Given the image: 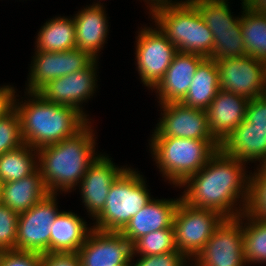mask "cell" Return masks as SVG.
Here are the masks:
<instances>
[{
	"mask_svg": "<svg viewBox=\"0 0 266 266\" xmlns=\"http://www.w3.org/2000/svg\"><path fill=\"white\" fill-rule=\"evenodd\" d=\"M257 166L266 175V158Z\"/></svg>",
	"mask_w": 266,
	"mask_h": 266,
	"instance_id": "obj_41",
	"label": "cell"
},
{
	"mask_svg": "<svg viewBox=\"0 0 266 266\" xmlns=\"http://www.w3.org/2000/svg\"><path fill=\"white\" fill-rule=\"evenodd\" d=\"M243 247L241 214L225 218L192 261L197 266H247Z\"/></svg>",
	"mask_w": 266,
	"mask_h": 266,
	"instance_id": "obj_12",
	"label": "cell"
},
{
	"mask_svg": "<svg viewBox=\"0 0 266 266\" xmlns=\"http://www.w3.org/2000/svg\"><path fill=\"white\" fill-rule=\"evenodd\" d=\"M220 90L216 61L205 58L197 67L187 95L181 103L193 109L206 111Z\"/></svg>",
	"mask_w": 266,
	"mask_h": 266,
	"instance_id": "obj_25",
	"label": "cell"
},
{
	"mask_svg": "<svg viewBox=\"0 0 266 266\" xmlns=\"http://www.w3.org/2000/svg\"><path fill=\"white\" fill-rule=\"evenodd\" d=\"M248 99L219 90L206 109L210 134L221 145L244 120Z\"/></svg>",
	"mask_w": 266,
	"mask_h": 266,
	"instance_id": "obj_19",
	"label": "cell"
},
{
	"mask_svg": "<svg viewBox=\"0 0 266 266\" xmlns=\"http://www.w3.org/2000/svg\"><path fill=\"white\" fill-rule=\"evenodd\" d=\"M132 254V266H186L190 260L179 250L167 252L159 255L139 256L137 261ZM133 260V262H132ZM134 261L136 263H134Z\"/></svg>",
	"mask_w": 266,
	"mask_h": 266,
	"instance_id": "obj_34",
	"label": "cell"
},
{
	"mask_svg": "<svg viewBox=\"0 0 266 266\" xmlns=\"http://www.w3.org/2000/svg\"><path fill=\"white\" fill-rule=\"evenodd\" d=\"M150 152L155 165L170 184L179 187L198 172L220 148L216 140L168 137L151 138Z\"/></svg>",
	"mask_w": 266,
	"mask_h": 266,
	"instance_id": "obj_4",
	"label": "cell"
},
{
	"mask_svg": "<svg viewBox=\"0 0 266 266\" xmlns=\"http://www.w3.org/2000/svg\"><path fill=\"white\" fill-rule=\"evenodd\" d=\"M220 148L227 155L245 163H261L266 158V128L249 127L245 119L223 141Z\"/></svg>",
	"mask_w": 266,
	"mask_h": 266,
	"instance_id": "obj_22",
	"label": "cell"
},
{
	"mask_svg": "<svg viewBox=\"0 0 266 266\" xmlns=\"http://www.w3.org/2000/svg\"><path fill=\"white\" fill-rule=\"evenodd\" d=\"M254 11H258L266 14V0H255L250 6Z\"/></svg>",
	"mask_w": 266,
	"mask_h": 266,
	"instance_id": "obj_40",
	"label": "cell"
},
{
	"mask_svg": "<svg viewBox=\"0 0 266 266\" xmlns=\"http://www.w3.org/2000/svg\"><path fill=\"white\" fill-rule=\"evenodd\" d=\"M250 175V196L246 212L266 221V175L258 167Z\"/></svg>",
	"mask_w": 266,
	"mask_h": 266,
	"instance_id": "obj_32",
	"label": "cell"
},
{
	"mask_svg": "<svg viewBox=\"0 0 266 266\" xmlns=\"http://www.w3.org/2000/svg\"><path fill=\"white\" fill-rule=\"evenodd\" d=\"M89 121L74 136L38 149V169L51 194L76 190L90 164L98 157Z\"/></svg>",
	"mask_w": 266,
	"mask_h": 266,
	"instance_id": "obj_2",
	"label": "cell"
},
{
	"mask_svg": "<svg viewBox=\"0 0 266 266\" xmlns=\"http://www.w3.org/2000/svg\"><path fill=\"white\" fill-rule=\"evenodd\" d=\"M50 252H78L93 229L77 213L61 211L50 227Z\"/></svg>",
	"mask_w": 266,
	"mask_h": 266,
	"instance_id": "obj_23",
	"label": "cell"
},
{
	"mask_svg": "<svg viewBox=\"0 0 266 266\" xmlns=\"http://www.w3.org/2000/svg\"><path fill=\"white\" fill-rule=\"evenodd\" d=\"M76 31L73 18L54 17L41 26L37 34L35 50L59 52L76 48Z\"/></svg>",
	"mask_w": 266,
	"mask_h": 266,
	"instance_id": "obj_26",
	"label": "cell"
},
{
	"mask_svg": "<svg viewBox=\"0 0 266 266\" xmlns=\"http://www.w3.org/2000/svg\"><path fill=\"white\" fill-rule=\"evenodd\" d=\"M97 1H98V0H97ZM100 1H102V0H99L97 3H96V2H93L92 5H99V6H100V5H103V4L100 3Z\"/></svg>",
	"mask_w": 266,
	"mask_h": 266,
	"instance_id": "obj_43",
	"label": "cell"
},
{
	"mask_svg": "<svg viewBox=\"0 0 266 266\" xmlns=\"http://www.w3.org/2000/svg\"><path fill=\"white\" fill-rule=\"evenodd\" d=\"M146 179L128 167L112 184L104 209L92 227L100 231L121 232L130 219L151 199Z\"/></svg>",
	"mask_w": 266,
	"mask_h": 266,
	"instance_id": "obj_6",
	"label": "cell"
},
{
	"mask_svg": "<svg viewBox=\"0 0 266 266\" xmlns=\"http://www.w3.org/2000/svg\"><path fill=\"white\" fill-rule=\"evenodd\" d=\"M245 165L219 148L178 187L185 186L181 200L192 207L219 212L225 218L240 216L246 211L250 196L251 175Z\"/></svg>",
	"mask_w": 266,
	"mask_h": 266,
	"instance_id": "obj_1",
	"label": "cell"
},
{
	"mask_svg": "<svg viewBox=\"0 0 266 266\" xmlns=\"http://www.w3.org/2000/svg\"><path fill=\"white\" fill-rule=\"evenodd\" d=\"M57 194L49 193L30 209L18 215L16 251L45 254L50 252L51 225L61 212Z\"/></svg>",
	"mask_w": 266,
	"mask_h": 266,
	"instance_id": "obj_10",
	"label": "cell"
},
{
	"mask_svg": "<svg viewBox=\"0 0 266 266\" xmlns=\"http://www.w3.org/2000/svg\"><path fill=\"white\" fill-rule=\"evenodd\" d=\"M160 121L156 124L151 138H190L215 140L210 134L207 113L193 109L181 102L160 104Z\"/></svg>",
	"mask_w": 266,
	"mask_h": 266,
	"instance_id": "obj_15",
	"label": "cell"
},
{
	"mask_svg": "<svg viewBox=\"0 0 266 266\" xmlns=\"http://www.w3.org/2000/svg\"><path fill=\"white\" fill-rule=\"evenodd\" d=\"M242 1V6L244 7H249L255 0H241Z\"/></svg>",
	"mask_w": 266,
	"mask_h": 266,
	"instance_id": "obj_42",
	"label": "cell"
},
{
	"mask_svg": "<svg viewBox=\"0 0 266 266\" xmlns=\"http://www.w3.org/2000/svg\"><path fill=\"white\" fill-rule=\"evenodd\" d=\"M25 94L24 101L15 97L14 108L25 144L36 150L74 136L89 122L73 107L48 102L38 92Z\"/></svg>",
	"mask_w": 266,
	"mask_h": 266,
	"instance_id": "obj_3",
	"label": "cell"
},
{
	"mask_svg": "<svg viewBox=\"0 0 266 266\" xmlns=\"http://www.w3.org/2000/svg\"><path fill=\"white\" fill-rule=\"evenodd\" d=\"M0 266H42L41 255L16 250L0 251Z\"/></svg>",
	"mask_w": 266,
	"mask_h": 266,
	"instance_id": "obj_35",
	"label": "cell"
},
{
	"mask_svg": "<svg viewBox=\"0 0 266 266\" xmlns=\"http://www.w3.org/2000/svg\"><path fill=\"white\" fill-rule=\"evenodd\" d=\"M242 229L243 250L247 265L266 264V221L257 219L245 211L242 214Z\"/></svg>",
	"mask_w": 266,
	"mask_h": 266,
	"instance_id": "obj_29",
	"label": "cell"
},
{
	"mask_svg": "<svg viewBox=\"0 0 266 266\" xmlns=\"http://www.w3.org/2000/svg\"><path fill=\"white\" fill-rule=\"evenodd\" d=\"M241 33L247 55L266 63V14L242 6Z\"/></svg>",
	"mask_w": 266,
	"mask_h": 266,
	"instance_id": "obj_28",
	"label": "cell"
},
{
	"mask_svg": "<svg viewBox=\"0 0 266 266\" xmlns=\"http://www.w3.org/2000/svg\"><path fill=\"white\" fill-rule=\"evenodd\" d=\"M21 121L15 108L0 117V155L24 145Z\"/></svg>",
	"mask_w": 266,
	"mask_h": 266,
	"instance_id": "obj_31",
	"label": "cell"
},
{
	"mask_svg": "<svg viewBox=\"0 0 266 266\" xmlns=\"http://www.w3.org/2000/svg\"><path fill=\"white\" fill-rule=\"evenodd\" d=\"M42 266H81L78 252H49L41 255Z\"/></svg>",
	"mask_w": 266,
	"mask_h": 266,
	"instance_id": "obj_37",
	"label": "cell"
},
{
	"mask_svg": "<svg viewBox=\"0 0 266 266\" xmlns=\"http://www.w3.org/2000/svg\"><path fill=\"white\" fill-rule=\"evenodd\" d=\"M49 194L39 169L28 177L2 183L0 203L14 212L22 213Z\"/></svg>",
	"mask_w": 266,
	"mask_h": 266,
	"instance_id": "obj_24",
	"label": "cell"
},
{
	"mask_svg": "<svg viewBox=\"0 0 266 266\" xmlns=\"http://www.w3.org/2000/svg\"><path fill=\"white\" fill-rule=\"evenodd\" d=\"M116 266H132V265H116Z\"/></svg>",
	"mask_w": 266,
	"mask_h": 266,
	"instance_id": "obj_46",
	"label": "cell"
},
{
	"mask_svg": "<svg viewBox=\"0 0 266 266\" xmlns=\"http://www.w3.org/2000/svg\"><path fill=\"white\" fill-rule=\"evenodd\" d=\"M35 51L26 92H38L49 81L84 69L94 60L88 52L76 48L59 52Z\"/></svg>",
	"mask_w": 266,
	"mask_h": 266,
	"instance_id": "obj_14",
	"label": "cell"
},
{
	"mask_svg": "<svg viewBox=\"0 0 266 266\" xmlns=\"http://www.w3.org/2000/svg\"><path fill=\"white\" fill-rule=\"evenodd\" d=\"M133 255L150 256L176 251L173 227L145 234L133 244Z\"/></svg>",
	"mask_w": 266,
	"mask_h": 266,
	"instance_id": "obj_30",
	"label": "cell"
},
{
	"mask_svg": "<svg viewBox=\"0 0 266 266\" xmlns=\"http://www.w3.org/2000/svg\"><path fill=\"white\" fill-rule=\"evenodd\" d=\"M149 15L178 52L212 56L213 34L190 1L157 8Z\"/></svg>",
	"mask_w": 266,
	"mask_h": 266,
	"instance_id": "obj_5",
	"label": "cell"
},
{
	"mask_svg": "<svg viewBox=\"0 0 266 266\" xmlns=\"http://www.w3.org/2000/svg\"><path fill=\"white\" fill-rule=\"evenodd\" d=\"M18 215L0 203V251L16 250Z\"/></svg>",
	"mask_w": 266,
	"mask_h": 266,
	"instance_id": "obj_33",
	"label": "cell"
},
{
	"mask_svg": "<svg viewBox=\"0 0 266 266\" xmlns=\"http://www.w3.org/2000/svg\"><path fill=\"white\" fill-rule=\"evenodd\" d=\"M108 155L99 154L90 164L81 182L79 192L88 215L94 220L104 209L113 182L128 168L116 166Z\"/></svg>",
	"mask_w": 266,
	"mask_h": 266,
	"instance_id": "obj_17",
	"label": "cell"
},
{
	"mask_svg": "<svg viewBox=\"0 0 266 266\" xmlns=\"http://www.w3.org/2000/svg\"><path fill=\"white\" fill-rule=\"evenodd\" d=\"M81 266L131 265L132 243L120 232L92 229L79 248Z\"/></svg>",
	"mask_w": 266,
	"mask_h": 266,
	"instance_id": "obj_16",
	"label": "cell"
},
{
	"mask_svg": "<svg viewBox=\"0 0 266 266\" xmlns=\"http://www.w3.org/2000/svg\"><path fill=\"white\" fill-rule=\"evenodd\" d=\"M16 89L9 85L0 86V117L6 115L14 108Z\"/></svg>",
	"mask_w": 266,
	"mask_h": 266,
	"instance_id": "obj_38",
	"label": "cell"
},
{
	"mask_svg": "<svg viewBox=\"0 0 266 266\" xmlns=\"http://www.w3.org/2000/svg\"><path fill=\"white\" fill-rule=\"evenodd\" d=\"M220 90L238 94L248 100L266 94V63L253 56L216 61Z\"/></svg>",
	"mask_w": 266,
	"mask_h": 266,
	"instance_id": "obj_11",
	"label": "cell"
},
{
	"mask_svg": "<svg viewBox=\"0 0 266 266\" xmlns=\"http://www.w3.org/2000/svg\"><path fill=\"white\" fill-rule=\"evenodd\" d=\"M199 11L214 38L211 59L247 55L241 33V16L231 15L229 0H189Z\"/></svg>",
	"mask_w": 266,
	"mask_h": 266,
	"instance_id": "obj_7",
	"label": "cell"
},
{
	"mask_svg": "<svg viewBox=\"0 0 266 266\" xmlns=\"http://www.w3.org/2000/svg\"><path fill=\"white\" fill-rule=\"evenodd\" d=\"M155 27L140 28L135 41L136 69L141 82L148 89H152L160 81L178 53V49L159 27Z\"/></svg>",
	"mask_w": 266,
	"mask_h": 266,
	"instance_id": "obj_9",
	"label": "cell"
},
{
	"mask_svg": "<svg viewBox=\"0 0 266 266\" xmlns=\"http://www.w3.org/2000/svg\"><path fill=\"white\" fill-rule=\"evenodd\" d=\"M38 169V151L28 144L0 155V181H17Z\"/></svg>",
	"mask_w": 266,
	"mask_h": 266,
	"instance_id": "obj_27",
	"label": "cell"
},
{
	"mask_svg": "<svg viewBox=\"0 0 266 266\" xmlns=\"http://www.w3.org/2000/svg\"><path fill=\"white\" fill-rule=\"evenodd\" d=\"M147 4V7L149 9V13L151 14L155 9L164 7V6H171V5H180L184 4L186 2H189V0H180V1H172V0H143ZM149 4V5H148Z\"/></svg>",
	"mask_w": 266,
	"mask_h": 266,
	"instance_id": "obj_39",
	"label": "cell"
},
{
	"mask_svg": "<svg viewBox=\"0 0 266 266\" xmlns=\"http://www.w3.org/2000/svg\"><path fill=\"white\" fill-rule=\"evenodd\" d=\"M189 264L191 265V266H193V264H194V266H197L195 263H193L192 262V264L190 263V262H188V264L186 265V266H189Z\"/></svg>",
	"mask_w": 266,
	"mask_h": 266,
	"instance_id": "obj_44",
	"label": "cell"
},
{
	"mask_svg": "<svg viewBox=\"0 0 266 266\" xmlns=\"http://www.w3.org/2000/svg\"><path fill=\"white\" fill-rule=\"evenodd\" d=\"M224 219L219 212L192 207L180 200L173 219L177 250L192 262Z\"/></svg>",
	"mask_w": 266,
	"mask_h": 266,
	"instance_id": "obj_8",
	"label": "cell"
},
{
	"mask_svg": "<svg viewBox=\"0 0 266 266\" xmlns=\"http://www.w3.org/2000/svg\"><path fill=\"white\" fill-rule=\"evenodd\" d=\"M204 59L198 54L178 52L163 77L151 89L157 93V102H181L187 95L197 67Z\"/></svg>",
	"mask_w": 266,
	"mask_h": 266,
	"instance_id": "obj_18",
	"label": "cell"
},
{
	"mask_svg": "<svg viewBox=\"0 0 266 266\" xmlns=\"http://www.w3.org/2000/svg\"><path fill=\"white\" fill-rule=\"evenodd\" d=\"M245 119L249 127L266 128V94L248 101Z\"/></svg>",
	"mask_w": 266,
	"mask_h": 266,
	"instance_id": "obj_36",
	"label": "cell"
},
{
	"mask_svg": "<svg viewBox=\"0 0 266 266\" xmlns=\"http://www.w3.org/2000/svg\"><path fill=\"white\" fill-rule=\"evenodd\" d=\"M1 185H2V183L0 181V200H1Z\"/></svg>",
	"mask_w": 266,
	"mask_h": 266,
	"instance_id": "obj_45",
	"label": "cell"
},
{
	"mask_svg": "<svg viewBox=\"0 0 266 266\" xmlns=\"http://www.w3.org/2000/svg\"><path fill=\"white\" fill-rule=\"evenodd\" d=\"M99 61L94 59L86 68L49 81L38 93L48 102L73 107L88 121L82 104L94 95L97 85Z\"/></svg>",
	"mask_w": 266,
	"mask_h": 266,
	"instance_id": "obj_13",
	"label": "cell"
},
{
	"mask_svg": "<svg viewBox=\"0 0 266 266\" xmlns=\"http://www.w3.org/2000/svg\"><path fill=\"white\" fill-rule=\"evenodd\" d=\"M181 200L152 198L120 232L132 244L141 236L160 229L173 227L176 208Z\"/></svg>",
	"mask_w": 266,
	"mask_h": 266,
	"instance_id": "obj_20",
	"label": "cell"
},
{
	"mask_svg": "<svg viewBox=\"0 0 266 266\" xmlns=\"http://www.w3.org/2000/svg\"><path fill=\"white\" fill-rule=\"evenodd\" d=\"M76 31V49L88 52L94 59L106 43L108 20L103 5H89L73 16Z\"/></svg>",
	"mask_w": 266,
	"mask_h": 266,
	"instance_id": "obj_21",
	"label": "cell"
}]
</instances>
